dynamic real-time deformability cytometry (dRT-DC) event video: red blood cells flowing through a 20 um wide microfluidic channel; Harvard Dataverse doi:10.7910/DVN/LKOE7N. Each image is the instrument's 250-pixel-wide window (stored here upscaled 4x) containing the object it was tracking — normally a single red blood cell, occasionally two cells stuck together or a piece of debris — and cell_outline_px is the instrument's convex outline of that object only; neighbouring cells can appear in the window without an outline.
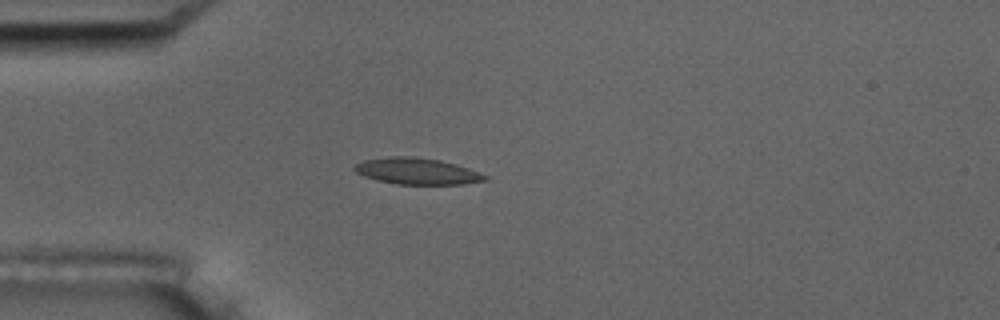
{"species": "common noctule bat (a hibernating species)", "species_latin": "Nyctalus noctula", "temperature_condition": "room temperature", "stored_images_in_passage": 40, "camera_frame_rate_fps": 3000, "um_per_image_px": 0.085, "animal": {"sex": "male", "body_mass_g": 17.5, "forearm_length_mm": 52.3}, "frame": {"image": 1, "passage_image": 1, "time_ms": 0.0, "image_size_px": [1000, 320], "cell_outline_px": [[488, 180], [464, 184], [396, 184], [376, 180], [364, 176], [356, 172], [352, 168], [356, 164], [364, 160], [388, 156], [412, 156], [440, 160], [456, 164], [468, 168], [488, 176]], "centroid_in_image_um": [35.44, 14.55], "position_along_channel_um": 49.6, "area_um2": 20.11}}
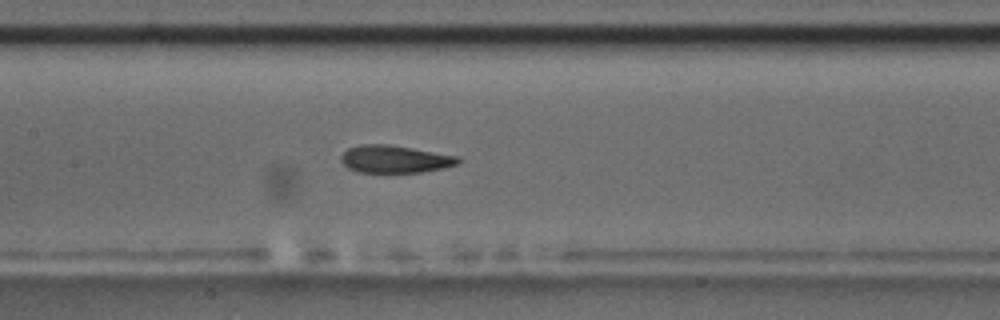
{"frame": {"image": 2, "passage_image": 12, "time_ms": 3.667, "image_size_px": [1000, 320], "cell_outline_px": [[464, 160], [460, 164], [444, 168], [420, 172], [360, 172], [348, 168], [340, 160], [340, 156], [348, 148], [360, 144], [388, 144], [460, 156]], "centroid_in_image_um": [33.62, 13.52], "position_along_channel_um": 173.8, "area_um2": 18.96}, "authors_computed_cell_mechanics": {"area_um2": 19.5364, "velocity_mm_per_s": 3.7195, "shape_relaxation_time_tau1_ms": 6.9012, "shape_relaxation_time_tau2_ms": 2.012, "deformation_change_tau1": 0.1798, "deformation_change_tau2": 0.0916}}